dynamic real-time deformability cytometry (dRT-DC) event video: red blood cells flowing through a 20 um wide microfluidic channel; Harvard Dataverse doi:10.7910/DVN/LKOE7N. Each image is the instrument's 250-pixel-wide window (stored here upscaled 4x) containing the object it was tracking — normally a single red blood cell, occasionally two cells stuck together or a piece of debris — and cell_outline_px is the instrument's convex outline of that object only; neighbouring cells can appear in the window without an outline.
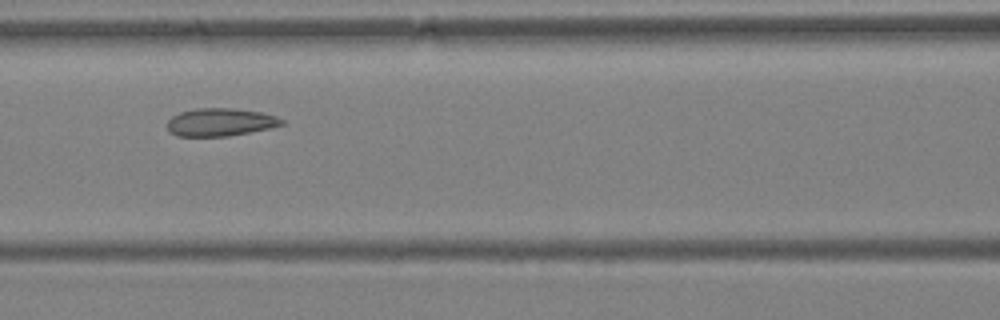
{"species": "Egyptian fruit bat (a non-hibernating species)", "species_latin": "Rousettus aegyptiacus", "temperature_condition": "warm", "stored_images_in_passage": 5, "camera_frame_rate_fps": 3000, "um_per_image_px": 0.085, "animal": {"sex": "female"}, "frame": {"image": 1, "passage_image": 5, "time_ms": 1.333, "image_size_px": [1000, 320], "cell_outline_px": [[284, 124], [268, 128], [228, 136], [176, 136], [168, 132], [168, 120], [172, 116], [180, 112], [196, 108], [232, 108], [260, 112], [276, 116], [284, 120]], "centroid_in_image_um": [18.69, 10.38], "position_along_channel_um": 147.9, "area_um2": 18.5}}